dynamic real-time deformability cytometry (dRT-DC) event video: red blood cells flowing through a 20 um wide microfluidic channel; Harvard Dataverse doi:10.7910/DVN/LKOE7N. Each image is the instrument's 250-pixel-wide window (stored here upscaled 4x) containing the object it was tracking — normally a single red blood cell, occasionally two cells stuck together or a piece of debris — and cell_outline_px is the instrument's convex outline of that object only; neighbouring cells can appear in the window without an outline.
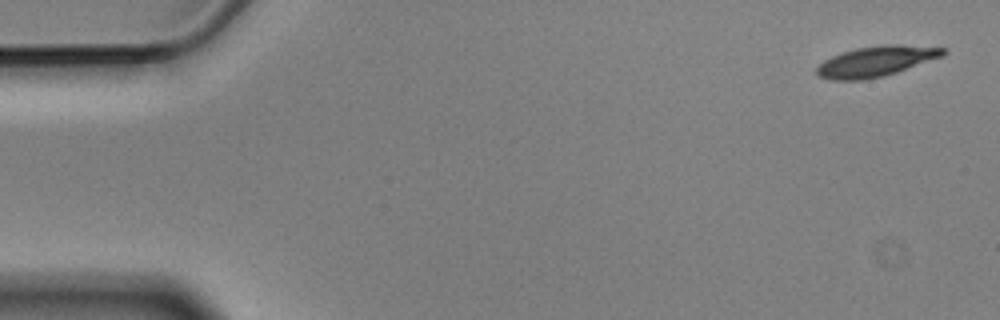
{"species": "Egyptian fruit bat (a non-hibernating species)", "species_latin": "Rousettus aegyptiacus", "temperature_condition": "cold", "stored_images_in_passage": 5, "camera_frame_rate_fps": 3000, "um_per_image_px": 0.085, "animal": {"sex": "male"}, "frame": {"image": 1, "passage_image": 1, "time_ms": 0.0, "image_size_px": [1000, 320], "cell_outline_px": [[948, 52], [944, 56], [884, 76], [864, 80], [832, 80], [816, 76], [816, 68], [824, 60], [832, 56], [856, 48], [884, 44], [896, 44], [948, 48]], "centroid_in_image_um": [74.48, 5.21], "position_along_channel_um": 10.5, "area_um2": 22.48}}
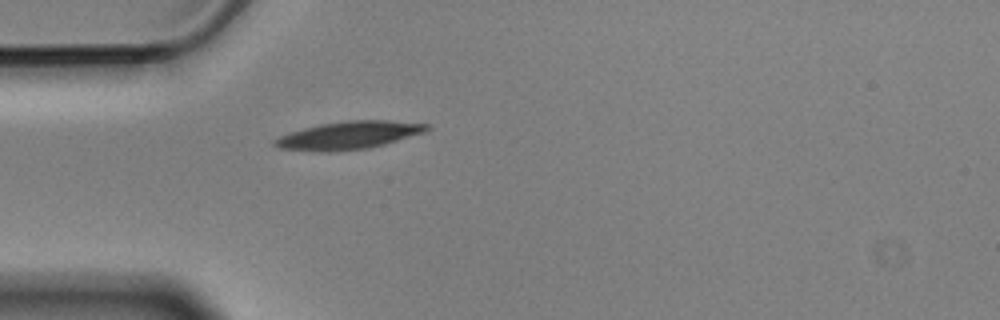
{"frame": {"image": 2, "passage_image": 5, "time_ms": 1.333, "image_size_px": [1000, 320], "cell_outline_px": [[432, 128], [424, 132], [384, 144], [368, 148], [332, 152], [320, 152], [280, 148], [272, 144], [272, 140], [280, 136], [304, 128], [320, 124], [344, 120], [388, 120], [428, 124]], "centroid_in_image_um": [29.63, 11.5], "position_along_channel_um": 55.4, "area_um2": 24.62}}